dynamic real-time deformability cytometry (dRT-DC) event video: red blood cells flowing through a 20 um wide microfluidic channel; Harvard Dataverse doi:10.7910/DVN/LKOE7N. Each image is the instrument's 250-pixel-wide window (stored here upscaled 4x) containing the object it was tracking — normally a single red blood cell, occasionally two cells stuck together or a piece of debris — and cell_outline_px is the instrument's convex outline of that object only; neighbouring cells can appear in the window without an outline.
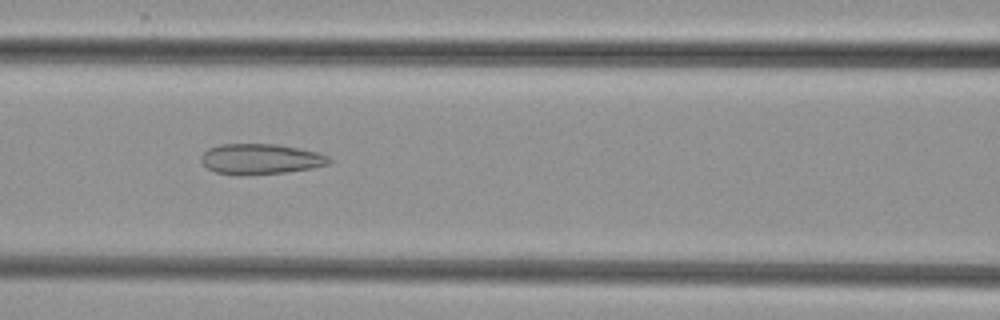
{"species": "common noctule bat (a hibernating species)", "species_latin": "Nyctalus noctula", "temperature_condition": "cold", "stored_images_in_passage": 30, "camera_frame_rate_fps": 3000, "um_per_image_px": 0.085, "animal": {"sex": "female", "body_mass_g": 29.2, "forearm_length_mm": 56.3}, "frame": {"image": 1, "passage_image": 6, "time_ms": 1.667, "image_size_px": [1000, 320], "cell_outline_px": [[332, 160], [328, 164], [312, 168], [284, 172], [236, 176], [216, 172], [208, 168], [200, 160], [204, 152], [208, 148], [220, 144], [276, 144], [316, 152], [328, 156]], "centroid_in_image_um": [22.12, 13.52], "position_along_channel_um": 144.5, "area_um2": 22.6}}
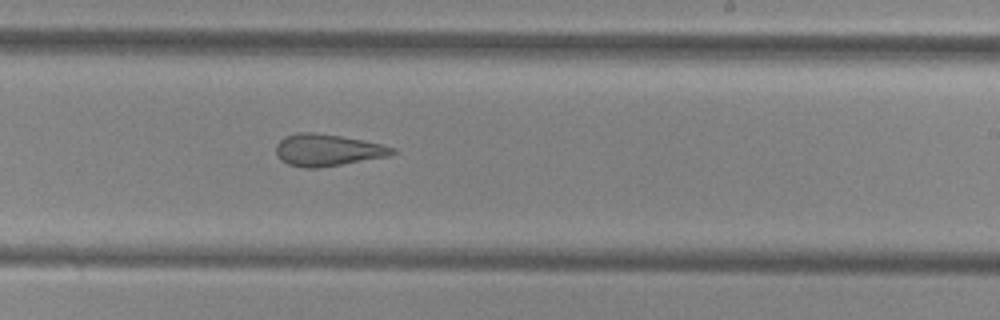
{"frame": {"image": 2, "passage_image": 15, "time_ms": 4.667, "image_size_px": [1000, 320], "cell_outline_px": [[396, 152], [388, 156], [320, 168], [304, 168], [288, 164], [280, 160], [276, 156], [276, 144], [284, 136], [300, 132], [312, 132], [340, 136], [380, 144], [396, 148]], "centroid_in_image_um": [27.79, 12.76], "position_along_channel_um": 261.2, "area_um2": 21.56}}
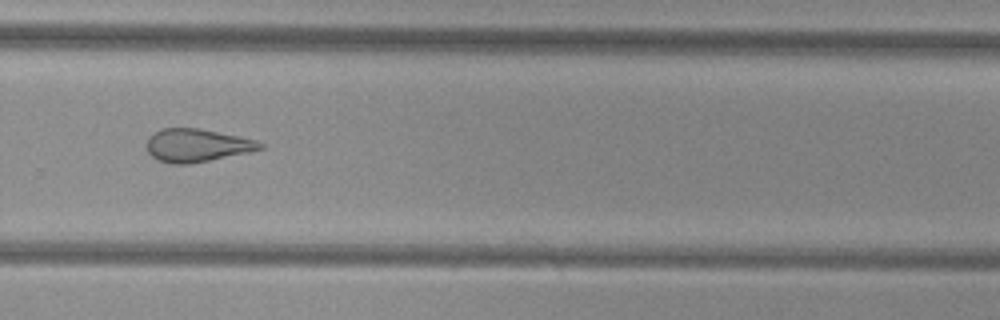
{"frame": {"image": 3, "passage_image": 19, "time_ms": 6.0, "image_size_px": [1000, 320], "cell_outline_px": [[264, 148], [248, 152], [192, 164], [172, 164], [156, 160], [148, 152], [148, 136], [160, 128], [200, 128], [256, 140], [264, 144]], "centroid_in_image_um": [16.72, 12.36], "position_along_channel_um": 313.1, "area_um2": 21.85}}